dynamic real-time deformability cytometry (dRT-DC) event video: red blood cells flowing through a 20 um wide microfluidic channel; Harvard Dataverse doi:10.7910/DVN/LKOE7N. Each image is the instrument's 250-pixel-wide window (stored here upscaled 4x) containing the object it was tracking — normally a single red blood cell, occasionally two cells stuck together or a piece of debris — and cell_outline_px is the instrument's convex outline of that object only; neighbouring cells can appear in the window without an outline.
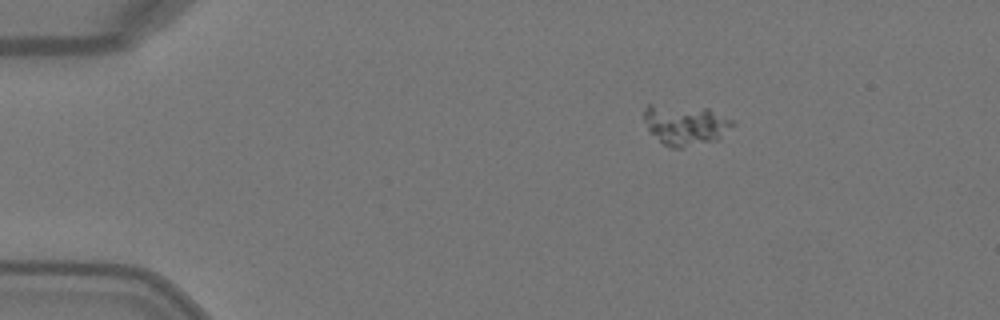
{"species": "Egyptian fruit bat (a non-hibernating species)", "species_latin": "Rousettus aegyptiacus", "temperature_condition": "warm", "stored_images_in_passage": 6, "camera_frame_rate_fps": 3000, "um_per_image_px": 0.085, "animal": {"sex": "female"}, "frame": {"image": 1, "passage_image": 1, "time_ms": 0.0, "image_size_px": [1000, 320], "cell_outline_px": [[736, 124], [720, 140], [680, 148], [672, 148], [664, 144], [648, 128], [644, 120], [644, 108], [648, 104], [652, 104], [708, 108], [732, 120]], "centroid_in_image_um": [58.3, 10.61], "position_along_channel_um": 26.7, "area_um2": 20.92}}
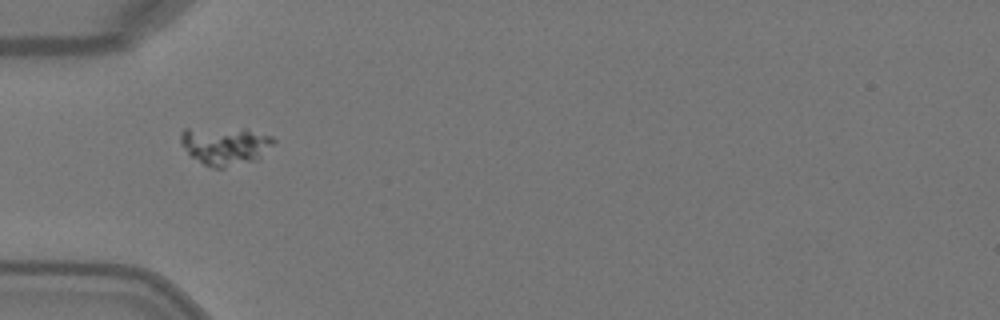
{"frame": {"image": 2, "passage_image": 3, "time_ms": 0.667, "image_size_px": [1000, 320], "cell_outline_px": [[276, 140], [260, 156], [252, 160], [224, 168], [212, 168], [204, 164], [192, 156], [180, 144], [180, 132], [184, 128], [244, 128], [272, 136]], "centroid_in_image_um": [19.08, 12.35], "position_along_channel_um": 65.9, "area_um2": 20.52}}
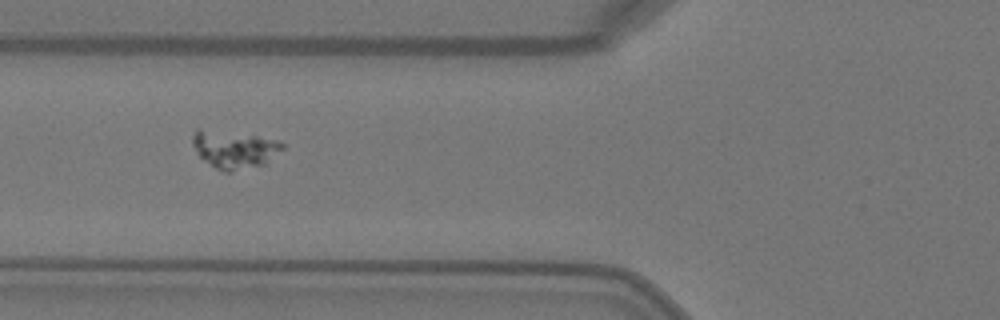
{"frame": {"image": 3, "passage_image": 4, "time_ms": 1.0, "image_size_px": [1000, 320], "cell_outline_px": [[284, 148], [264, 164], [232, 172], [224, 172], [216, 168], [200, 156], [192, 144], [192, 136], [196, 128], [200, 128], [256, 136], [276, 140], [284, 144]], "centroid_in_image_um": [19.89, 12.69], "position_along_channel_um": 105.9, "area_um2": 19.48}}